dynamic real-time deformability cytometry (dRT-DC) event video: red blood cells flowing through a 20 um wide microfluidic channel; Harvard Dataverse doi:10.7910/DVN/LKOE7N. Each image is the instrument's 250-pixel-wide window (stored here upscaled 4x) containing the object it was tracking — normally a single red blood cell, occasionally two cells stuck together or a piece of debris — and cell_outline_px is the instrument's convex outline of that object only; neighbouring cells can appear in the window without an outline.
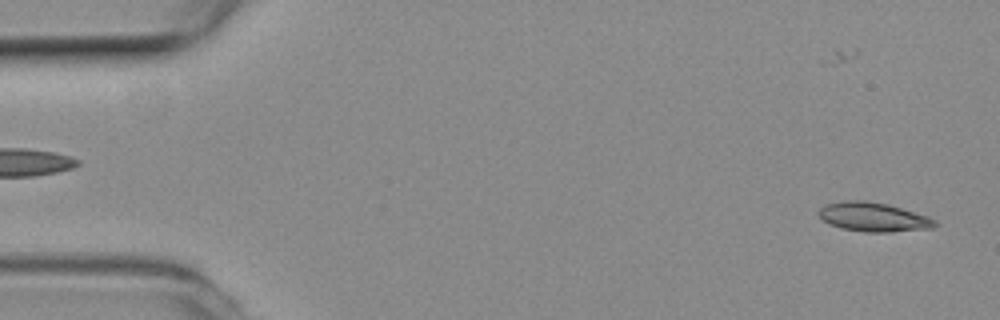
{"species": "common noctule bat (a hibernating species)", "species_latin": "Nyctalus noctula", "temperature_condition": "room temperature", "stored_images_in_passage": 54, "camera_frame_rate_fps": 3000, "um_per_image_px": 0.085, "animal": {"sex": "female", "body_mass_g": 19.3, "forearm_length_mm": 54.1}, "frame": {"image": 1, "passage_image": 2, "time_ms": 0.333, "image_size_px": [1000, 320], "cell_outline_px": [[936, 224], [932, 228], [892, 232], [864, 232], [840, 228], [824, 220], [816, 212], [824, 204], [848, 200], [864, 200], [888, 204], [928, 216], [936, 220]], "centroid_in_image_um": [74.23, 18.44], "position_along_channel_um": 10.8, "area_um2": 19.71}}
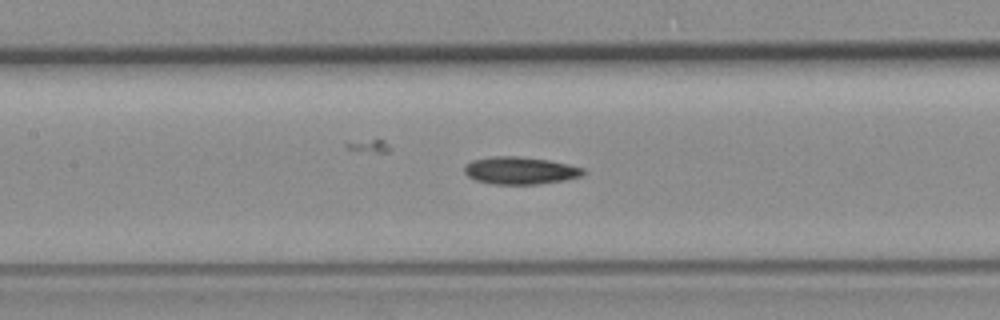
{"frame": {"image": 2, "passage_image": 24, "time_ms": 7.667, "image_size_px": [1000, 320], "cell_outline_px": [[584, 176], [564, 180], [540, 184], [492, 184], [476, 180], [468, 176], [464, 172], [464, 168], [472, 160], [492, 156], [516, 156], [548, 160], [568, 164], [584, 168]], "centroid_in_image_um": [44.23, 14.5], "position_along_channel_um": 163.2, "area_um2": 18.96}}
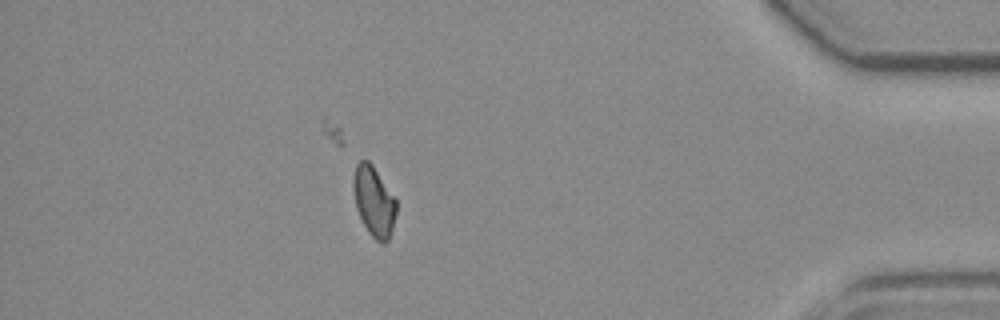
{"frame": {"image": 3, "passage_image": 47, "time_ms": 15.333, "image_size_px": [1000, 320], "cell_outline_px": [[396, 212], [392, 228], [388, 240], [384, 244], [380, 244], [368, 232], [356, 208], [352, 188], [352, 176], [356, 164], [360, 160], [368, 160], [372, 164], [396, 200]], "centroid_in_image_um": [31.75, 17.1], "position_along_channel_um": 403.4, "area_um2": 17.51}, "authors_computed_cell_mechanics": {"area_um2": 18.4671, "velocity_mm_per_s": 3.7828, "shape_relaxation_time_tau1_ms": 8.5171, "shape_relaxation_time_tau2_ms": 10.1015, "deformation_change_tau1": 0.1653, "deformation_change_tau2": 0.1834}}